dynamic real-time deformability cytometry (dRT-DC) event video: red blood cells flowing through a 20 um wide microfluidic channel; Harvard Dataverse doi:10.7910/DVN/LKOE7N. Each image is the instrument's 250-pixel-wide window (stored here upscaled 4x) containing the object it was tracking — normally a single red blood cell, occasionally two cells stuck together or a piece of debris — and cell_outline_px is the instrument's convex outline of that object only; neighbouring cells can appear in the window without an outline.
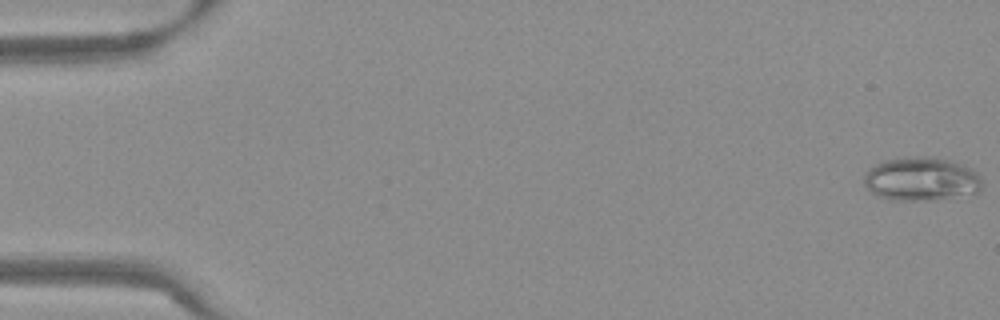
{"species": "Egyptian fruit bat (a non-hibernating species)", "species_latin": "Rousettus aegyptiacus", "temperature_condition": "warm", "stored_images_in_passage": 54, "camera_frame_rate_fps": 3000, "um_per_image_px": 0.085, "frame": {"image": 1, "passage_image": 1, "time_ms": 0.0, "image_size_px": [1000, 320], "cell_outline_px": [[984, 188], [976, 192], [936, 200], [892, 200], [876, 196], [864, 184], [864, 172], [872, 164], [884, 160], [912, 156], [924, 156], [952, 160], [964, 164], [972, 168], [980, 176]], "centroid_in_image_um": [78.3, 15.2], "position_along_channel_um": 6.7, "area_um2": 30.52}}
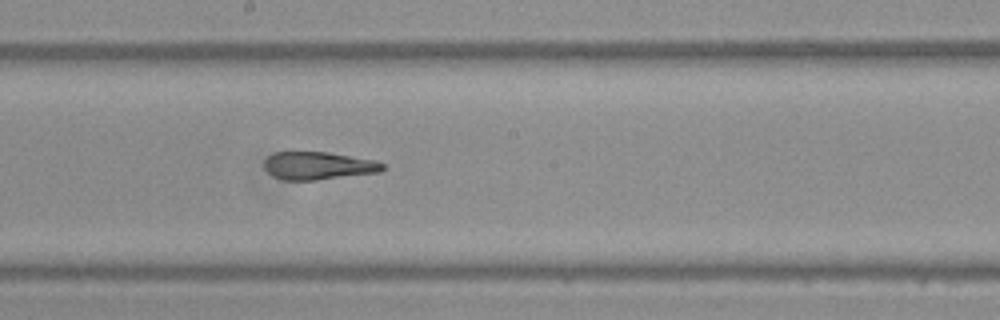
{"frame": {"image": 2, "passage_image": 30, "time_ms": 9.667, "image_size_px": [1000, 320], "cell_outline_px": [[388, 168], [380, 172], [316, 180], [284, 180], [272, 176], [264, 168], [264, 160], [268, 156], [276, 152], [328, 152], [376, 160], [384, 164]], "centroid_in_image_um": [27.08, 14.08], "position_along_channel_um": 221.1, "area_um2": 19.36}}
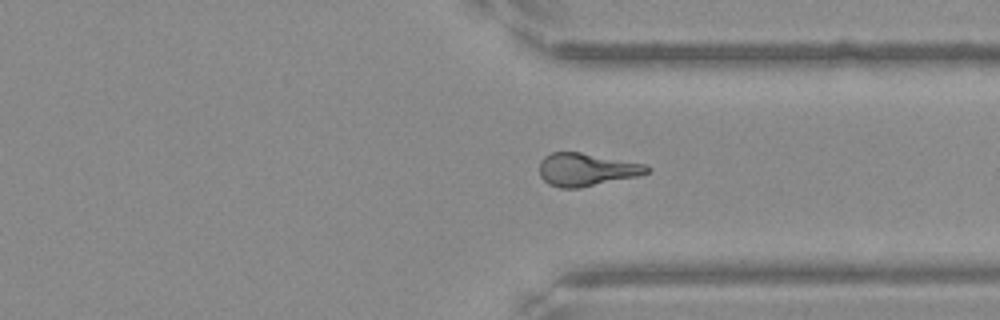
{"frame": {"image": 3, "passage_image": 41, "time_ms": 13.333, "image_size_px": [1000, 320], "cell_outline_px": [[652, 168], [648, 172], [640, 176], [580, 188], [560, 188], [548, 184], [540, 176], [540, 160], [544, 156], [552, 152], [580, 152], [644, 164]], "centroid_in_image_um": [49.84, 14.42], "position_along_channel_um": 361.6, "area_um2": 20.69}, "authors_computed_cell_mechanics": {"area_um2": 20.6346, "velocity_mm_per_s": 3.8302, "shape_relaxation_time_tau1_ms": null, "shape_relaxation_time_tau2_ms": 3.1951, "deformation_change_tau1": null, "deformation_change_tau2": 0.1277}}